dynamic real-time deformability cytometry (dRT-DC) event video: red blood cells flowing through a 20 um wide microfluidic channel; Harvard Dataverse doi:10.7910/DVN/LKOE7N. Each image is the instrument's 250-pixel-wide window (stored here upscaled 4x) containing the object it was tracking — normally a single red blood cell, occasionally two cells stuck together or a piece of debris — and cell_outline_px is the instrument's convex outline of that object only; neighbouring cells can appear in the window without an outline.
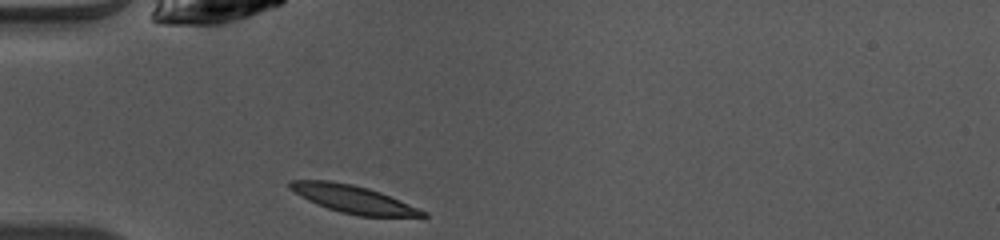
{"species": "common noctule bat (a hibernating species)", "species_latin": "Nyctalus noctula", "temperature_condition": "warm", "stored_images_in_passage": 32, "camera_frame_rate_fps": 3000, "um_per_image_px": 0.085, "animal": {"sex": "female", "body_mass_g": 10.0, "forearm_length_mm": 53.1}, "frame": {"image": 1, "passage_image": 1, "time_ms": 0.0, "image_size_px": [1000, 240], "cell_outline_px": [[428, 216], [356, 216], [340, 212], [328, 208], [308, 200], [300, 196], [288, 188], [288, 180], [328, 180], [352, 184], [368, 188], [380, 192], [428, 212]], "centroid_in_image_um": [29.98, 16.92], "position_along_channel_um": 55.0, "area_um2": 21.27}}
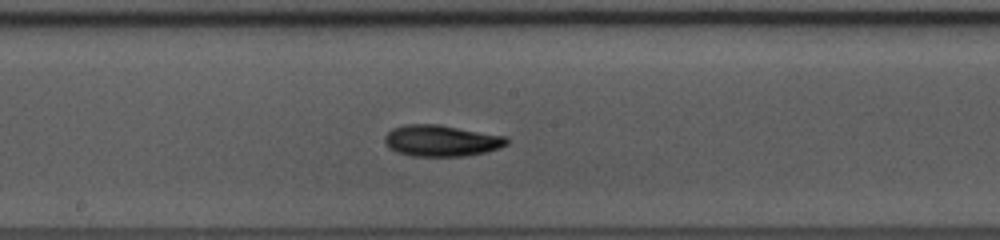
{"frame": {"image": 2, "passage_image": 13, "time_ms": 4.0, "image_size_px": [1000, 240], "cell_outline_px": [[508, 144], [500, 148], [484, 152], [464, 156], [412, 156], [396, 152], [388, 148], [384, 140], [384, 136], [392, 128], [404, 124], [440, 124], [504, 136], [508, 140]], "centroid_in_image_um": [37.47, 11.95], "position_along_channel_um": 210.7, "area_um2": 22.37}}
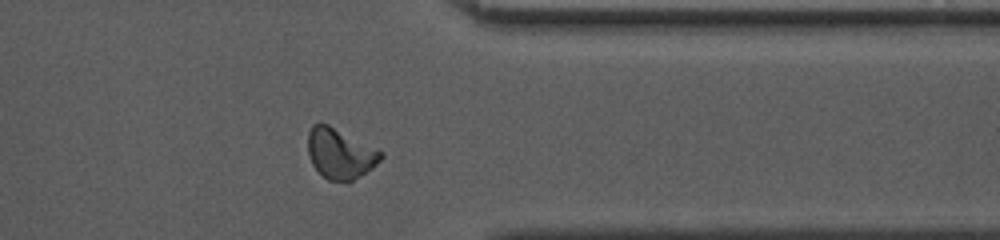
{"frame": {"image": 3, "passage_image": 26, "time_ms": 8.333, "image_size_px": [1000, 240], "cell_outline_px": [[384, 156], [372, 168], [348, 184], [328, 180], [312, 164], [308, 152], [308, 132], [312, 124], [320, 120], [384, 152]], "centroid_in_image_um": [28.9, 13.05], "position_along_channel_um": 382.5, "area_um2": 21.68}}